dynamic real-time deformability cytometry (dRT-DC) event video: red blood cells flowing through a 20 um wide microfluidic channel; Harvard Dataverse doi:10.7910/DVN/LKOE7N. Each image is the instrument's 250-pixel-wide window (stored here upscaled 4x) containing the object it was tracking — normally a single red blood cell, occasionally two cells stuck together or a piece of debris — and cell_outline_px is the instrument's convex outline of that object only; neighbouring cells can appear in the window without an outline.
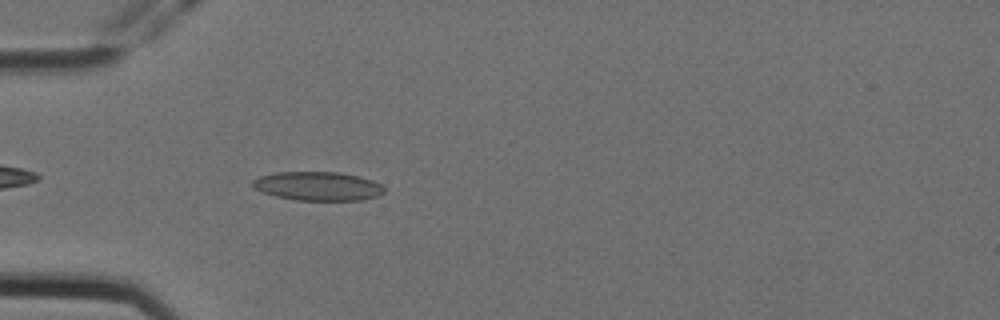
{"species": "Egyptian fruit bat (a non-hibernating species)", "species_latin": "Rousettus aegyptiacus", "temperature_condition": "cold", "stored_images_in_passage": 1, "camera_frame_rate_fps": 3000, "um_per_image_px": 0.085, "animal": {"sex": "female"}, "frame": {"image": 1, "passage_image": 1, "time_ms": 0.0, "image_size_px": [1000, 320], "cell_outline_px": [[384, 192], [380, 196], [364, 200], [296, 200], [276, 196], [264, 192], [256, 188], [252, 184], [252, 180], [260, 176], [276, 172], [340, 172], [360, 176], [372, 180], [380, 184], [384, 188]], "centroid_in_image_um": [27.07, 15.82], "position_along_channel_um": 57.9, "area_um2": 22.14}}